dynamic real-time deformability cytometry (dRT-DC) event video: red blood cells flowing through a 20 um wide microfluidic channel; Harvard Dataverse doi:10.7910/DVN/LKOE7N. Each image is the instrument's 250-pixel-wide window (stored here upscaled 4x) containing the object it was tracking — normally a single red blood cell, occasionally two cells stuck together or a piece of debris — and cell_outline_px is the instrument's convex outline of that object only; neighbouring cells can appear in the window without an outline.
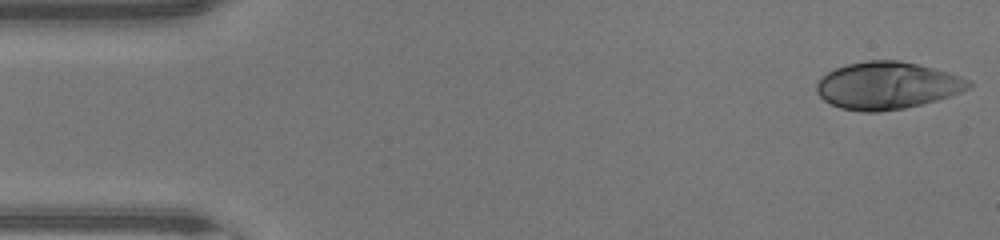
{"species": "human", "species_latin": "Homo sapiens", "temperature_condition": "warm", "stored_images_in_passage": 2, "camera_frame_rate_fps": 3000, "um_per_image_px": 0.085, "donor": {"sex": "male"}, "frame": {"image": 1, "passage_image": 1, "time_ms": 0.0, "image_size_px": [1000, 240], "cell_outline_px": [[972, 88], [936, 100], [904, 108], [876, 112], [864, 112], [840, 108], [824, 100], [816, 92], [816, 84], [828, 72], [836, 68], [848, 64], [868, 60], [900, 60], [948, 72], [972, 80]], "centroid_in_image_um": [75.42, 7.27], "position_along_channel_um": 9.6, "area_um2": 41.67}}